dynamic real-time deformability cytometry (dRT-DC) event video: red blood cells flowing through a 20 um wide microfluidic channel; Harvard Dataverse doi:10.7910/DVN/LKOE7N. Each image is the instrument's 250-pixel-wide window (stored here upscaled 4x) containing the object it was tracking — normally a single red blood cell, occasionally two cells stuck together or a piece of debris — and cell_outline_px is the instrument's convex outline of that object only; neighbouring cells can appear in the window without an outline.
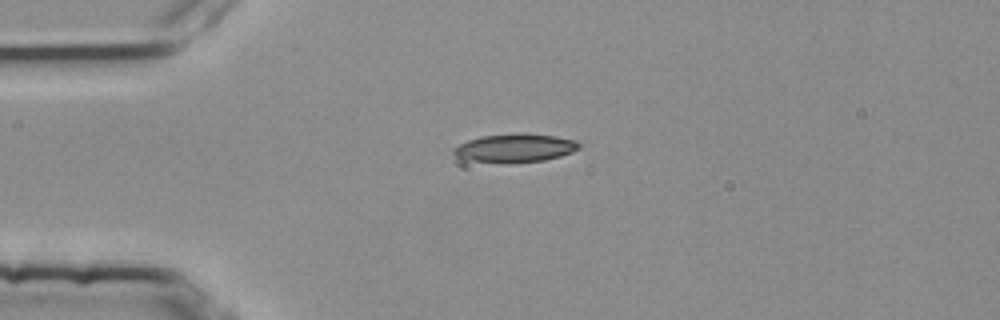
{"species": "common noctule bat (a hibernating species)", "species_latin": "Nyctalus noctula", "temperature_condition": "room temperature", "stored_images_in_passage": 42, "camera_frame_rate_fps": 3000, "um_per_image_px": 0.085, "animal": {"sex": "female", "body_mass_g": 25.1}, "frame": {"image": 1, "passage_image": 1, "time_ms": 0.0, "image_size_px": [1000, 320], "cell_outline_px": [[580, 148], [572, 152], [560, 156], [544, 160], [468, 160], [456, 156], [452, 152], [452, 148], [468, 140], [480, 136], [516, 132], [524, 132], [556, 136], [576, 140], [580, 144]], "centroid_in_image_um": [43.81, 12.51], "position_along_channel_um": 41.2, "area_um2": 20.17}}
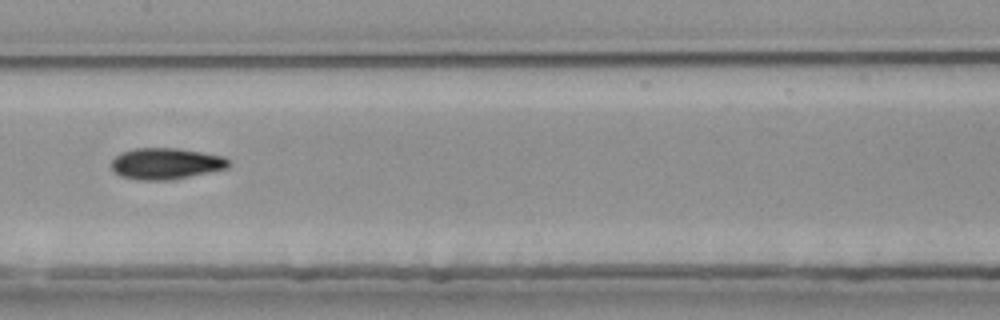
{"frame": {"image": 2, "passage_image": 15, "time_ms": 4.667, "image_size_px": [1000, 320], "cell_outline_px": [[232, 164], [228, 168], [188, 176], [164, 180], [148, 180], [120, 176], [112, 168], [112, 160], [120, 152], [136, 148], [176, 148], [224, 156]], "centroid_in_image_um": [14.11, 13.89], "position_along_channel_um": 193.3, "area_um2": 21.04}}
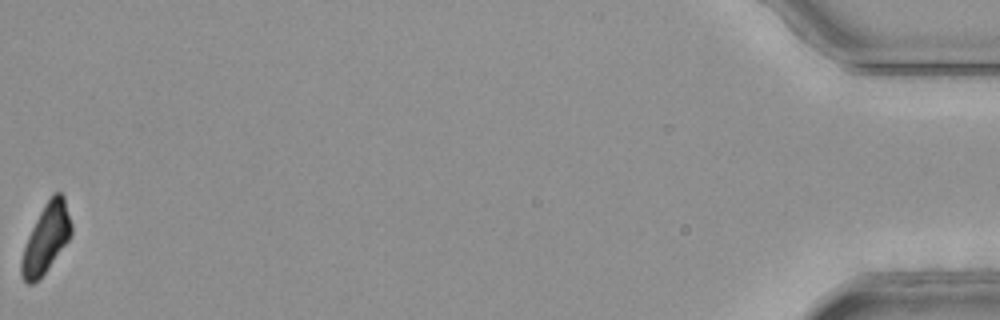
{"frame": {"image": 3, "passage_image": 42, "time_ms": 13.667, "image_size_px": [1000, 320], "cell_outline_px": [[72, 232], [68, 240], [44, 272], [32, 284], [28, 284], [20, 276], [20, 260], [28, 236], [44, 204], [52, 192], [60, 192], [64, 196], [72, 224]], "centroid_in_image_um": [3.91, 20.23], "position_along_channel_um": 431.3, "area_um2": 19.65}, "authors_computed_cell_mechanics": {"area_um2": 20.7502, "velocity_mm_per_s": 3.799, "shape_relaxation_time_tau1_ms": 7.1422, "shape_relaxation_time_tau2_ms": 4.2071, "deformation_change_tau1": 0.1818, "deformation_change_tau2": 0.0938}}